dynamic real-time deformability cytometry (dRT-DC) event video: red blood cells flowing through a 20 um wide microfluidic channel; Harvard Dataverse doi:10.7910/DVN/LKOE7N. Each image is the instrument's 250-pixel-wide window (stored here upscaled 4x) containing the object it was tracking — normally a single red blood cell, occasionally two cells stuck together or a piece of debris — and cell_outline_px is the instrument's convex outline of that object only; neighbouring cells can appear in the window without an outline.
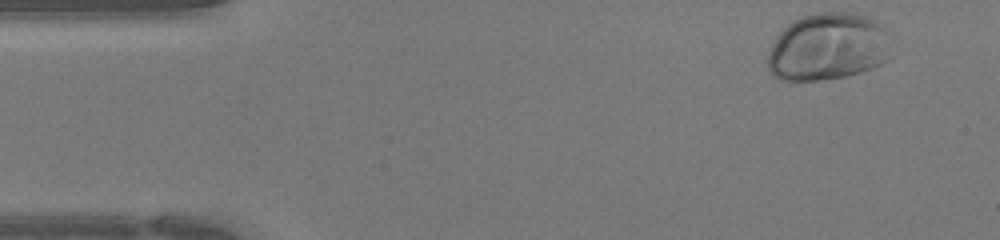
{"species": "human", "species_latin": "Homo sapiens", "temperature_condition": "warm", "stored_images_in_passage": 42, "camera_frame_rate_fps": 3000, "um_per_image_px": 0.085, "donor": {"sex": "female"}, "frame": {"image": 1, "passage_image": 1, "time_ms": 0.0, "image_size_px": [1000, 240], "cell_outline_px": [[892, 56], [888, 60], [872, 68], [848, 76], [820, 80], [780, 80], [768, 72], [768, 52], [776, 36], [788, 24], [804, 16], [816, 12], [852, 12], [876, 20], [884, 24], [888, 32]], "centroid_in_image_um": [70.42, 3.98], "position_along_channel_um": 14.6, "area_um2": 49.13}}
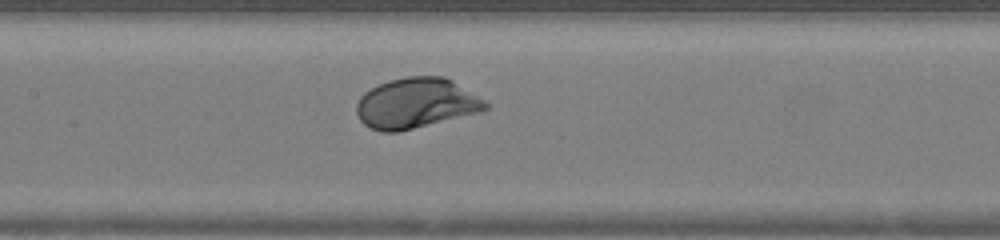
{"frame": {"image": 2, "passage_image": 18, "time_ms": 5.667, "image_size_px": [1000, 240], "cell_outline_px": [[488, 108], [480, 112], [400, 132], [380, 132], [364, 124], [360, 120], [356, 112], [356, 104], [360, 96], [364, 92], [388, 80], [408, 76], [444, 76], [484, 100], [488, 104]], "centroid_in_image_um": [35.33, 8.79], "position_along_channel_um": 172.1, "area_um2": 37.69}}
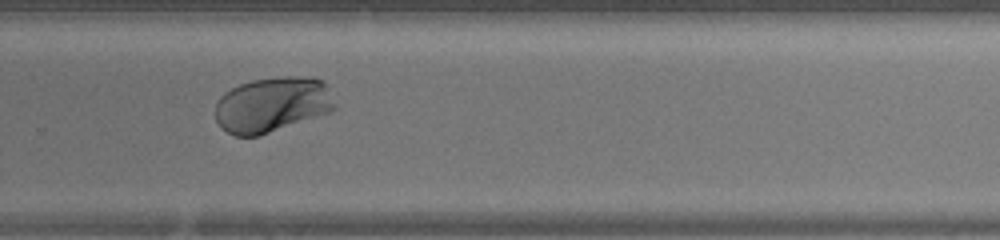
{"frame": {"image": 3, "passage_image": 27, "time_ms": 8.667, "image_size_px": [1000, 240], "cell_outline_px": [[336, 108], [332, 112], [260, 136], [236, 136], [220, 128], [216, 120], [216, 104], [220, 96], [224, 92], [240, 84], [252, 80], [276, 76], [312, 76], [320, 80], [324, 84]], "centroid_in_image_um": [23.12, 8.9], "position_along_channel_um": 306.7, "area_um2": 38.73}}